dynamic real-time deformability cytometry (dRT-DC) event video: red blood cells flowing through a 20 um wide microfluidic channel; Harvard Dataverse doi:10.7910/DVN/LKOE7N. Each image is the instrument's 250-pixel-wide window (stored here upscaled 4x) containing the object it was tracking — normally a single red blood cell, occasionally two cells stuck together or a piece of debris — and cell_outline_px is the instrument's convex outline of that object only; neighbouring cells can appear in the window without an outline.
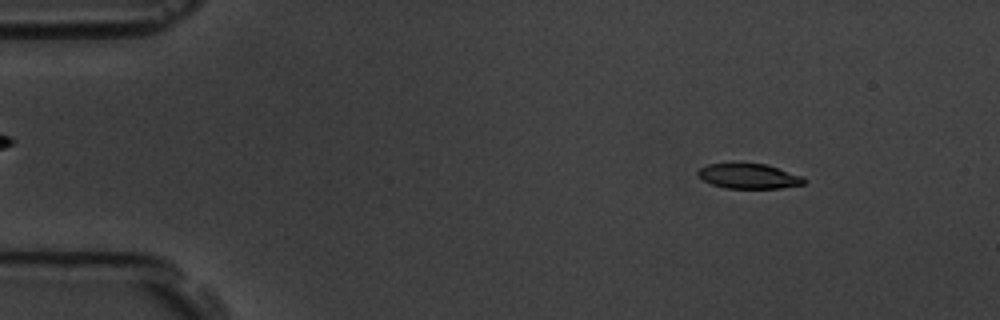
{"species": "common noctule bat (a hibernating species)", "species_latin": "Nyctalus noctula", "temperature_condition": "room temperature", "stored_images_in_passage": 57, "camera_frame_rate_fps": 3000, "um_per_image_px": 0.085, "animal": {"sex": "male", "body_mass_g": 19.5, "forearm_length_mm": 54.6}, "frame": {"image": 1, "passage_image": 7, "time_ms": 2.0, "image_size_px": [1000, 320], "cell_outline_px": [[804, 184], [780, 188], [724, 188], [712, 184], [696, 176], [696, 172], [700, 168], [708, 164], [732, 160], [768, 164], [804, 176]], "centroid_in_image_um": [63.6, 14.91], "position_along_channel_um": 21.4, "area_um2": 16.3}}
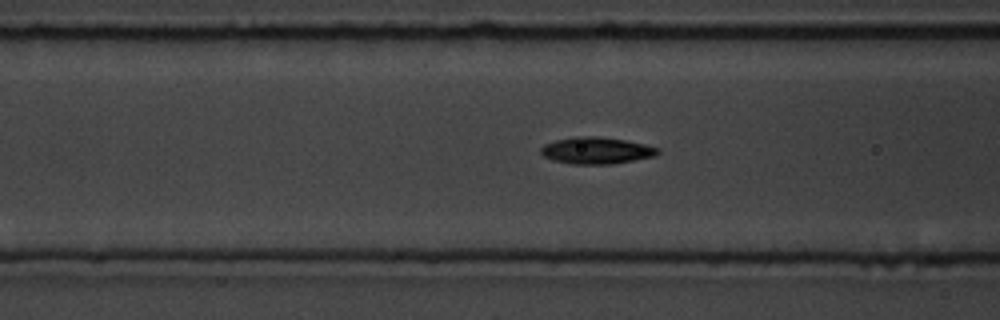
{"frame": {"image": 2, "passage_image": 22, "time_ms": 7.0, "image_size_px": [1000, 320], "cell_outline_px": [[660, 152], [652, 156], [612, 164], [572, 164], [552, 160], [544, 156], [540, 152], [540, 148], [544, 144], [556, 140], [576, 136], [596, 136], [624, 140], [644, 144], [660, 148]], "centroid_in_image_um": [50.65, 12.79], "position_along_channel_um": 115.9, "area_um2": 18.09}}
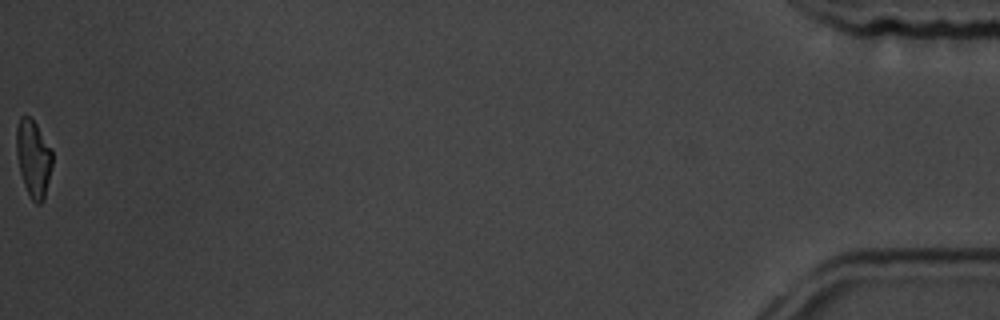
{"frame": {"image": 3, "passage_image": 57, "time_ms": 18.667, "image_size_px": [1000, 320], "cell_outline_px": [[52, 164], [44, 200], [40, 204], [36, 204], [32, 200], [24, 184], [20, 172], [16, 152], [16, 128], [20, 116], [28, 116], [36, 124], [52, 148]], "centroid_in_image_um": [2.84, 13.45], "position_along_channel_um": 432.4, "area_um2": 16.13}, "authors_computed_cell_mechanics": {"area_um2": 17.1088, "velocity_mm_per_s": 3.5855, "shape_relaxation_time_tau1_ms": 3.3337, "shape_relaxation_time_tau2_ms": 2.3403, "deformation_change_tau1": 0.1527, "deformation_change_tau2": 0.0812}}